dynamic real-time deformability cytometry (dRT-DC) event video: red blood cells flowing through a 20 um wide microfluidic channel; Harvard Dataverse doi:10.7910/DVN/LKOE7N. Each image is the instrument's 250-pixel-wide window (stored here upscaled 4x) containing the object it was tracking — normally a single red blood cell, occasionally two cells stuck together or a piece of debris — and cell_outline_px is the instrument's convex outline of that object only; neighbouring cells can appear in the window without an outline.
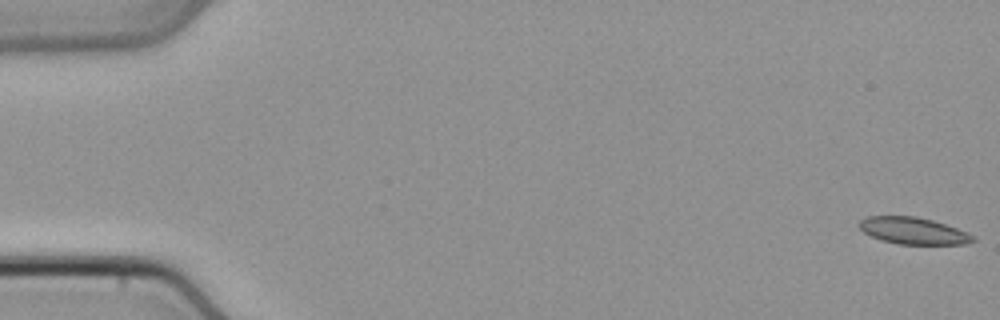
{"species": "common noctule bat (a hibernating species)", "species_latin": "Nyctalus noctula", "temperature_condition": "cold", "stored_images_in_passage": 22, "camera_frame_rate_fps": 3000, "um_per_image_px": 0.085, "animal": {"sex": "male", "body_mass_g": 21.5, "forearm_length_mm": 52.0}, "frame": {"image": 1, "passage_image": 1, "time_ms": 0.0, "image_size_px": [1000, 320], "cell_outline_px": [[976, 240], [964, 244], [900, 244], [880, 240], [864, 232], [860, 228], [860, 220], [868, 216], [916, 216], [932, 220], [968, 232]], "centroid_in_image_um": [77.62, 19.61], "position_along_channel_um": 7.4, "area_um2": 17.57}}
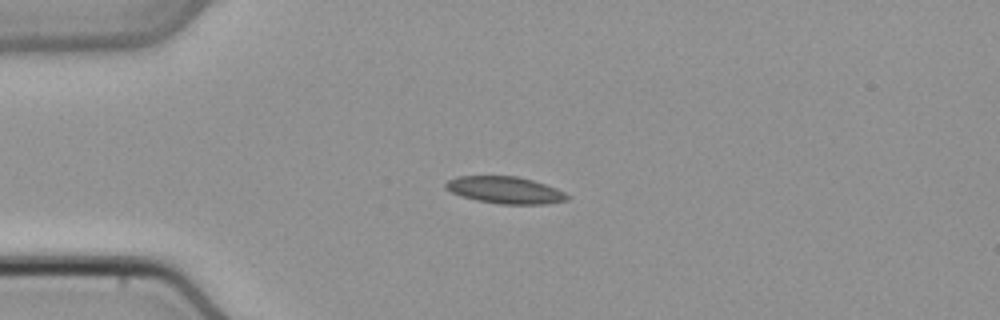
{"frame": {"image": 2, "passage_image": 13, "time_ms": 4.0, "image_size_px": [1000, 320], "cell_outline_px": [[568, 200], [544, 204], [500, 204], [476, 200], [452, 192], [444, 188], [444, 184], [448, 180], [460, 176], [516, 176], [532, 180], [556, 188], [564, 192], [568, 196]], "centroid_in_image_um": [42.93, 16.15], "position_along_channel_um": 42.1, "area_um2": 18.9}}
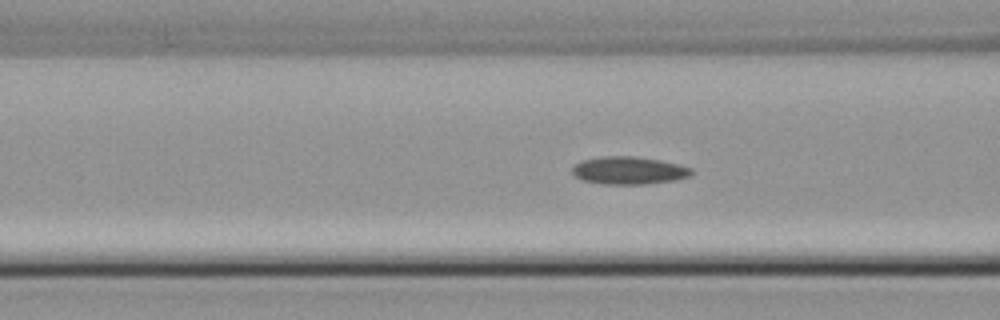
{"frame": {"image": 3, "passage_image": 20, "time_ms": 6.333, "image_size_px": [1000, 320], "cell_outline_px": [[692, 176], [676, 180], [644, 184], [604, 184], [584, 180], [576, 176], [572, 172], [572, 168], [580, 160], [600, 156], [632, 156], [660, 160], [692, 168]], "centroid_in_image_um": [53.46, 14.48], "position_along_channel_um": 113.1, "area_um2": 19.19}}